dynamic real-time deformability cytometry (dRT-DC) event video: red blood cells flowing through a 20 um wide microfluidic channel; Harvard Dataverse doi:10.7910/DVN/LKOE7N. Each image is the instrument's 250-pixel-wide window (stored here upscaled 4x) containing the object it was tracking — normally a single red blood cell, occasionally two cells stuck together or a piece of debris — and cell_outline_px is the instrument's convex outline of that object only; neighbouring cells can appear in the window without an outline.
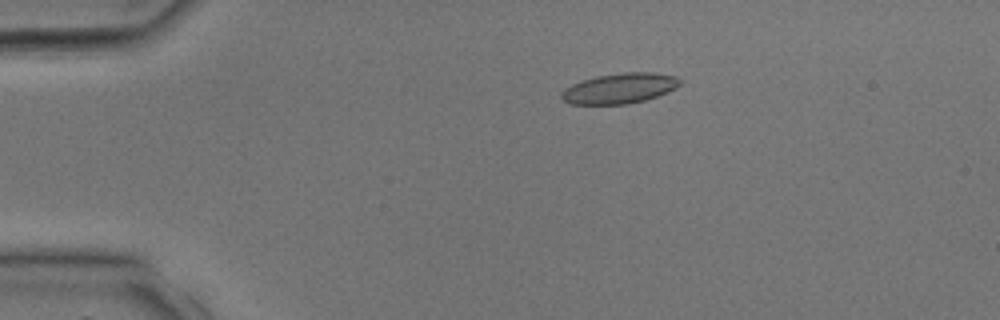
{"species": "common noctule bat (a hibernating species)", "species_latin": "Nyctalus noctula", "temperature_condition": "room temperature", "stored_images_in_passage": 15, "camera_frame_rate_fps": 3000, "um_per_image_px": 0.085, "animal": {"sex": "male", "body_mass_g": 17.9, "forearm_length_mm": 54.2}, "frame": {"image": 1, "passage_image": 7, "time_ms": 2.0, "image_size_px": [1000, 320], "cell_outline_px": [[680, 84], [676, 88], [668, 92], [644, 100], [628, 104], [572, 104], [564, 100], [560, 96], [560, 92], [564, 88], [580, 80], [596, 76], [624, 72], [652, 72], [676, 76], [680, 80]], "centroid_in_image_um": [52.65, 7.5], "position_along_channel_um": 32.4, "area_um2": 20.98}}
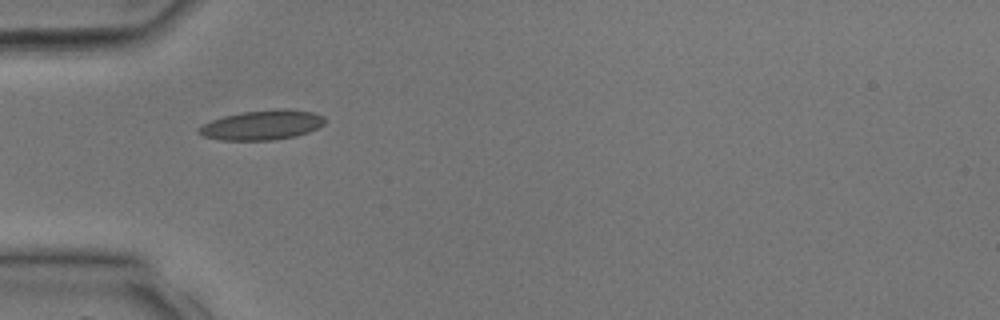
{"frame": {"image": 2, "passage_image": 11, "time_ms": 3.333, "image_size_px": [1000, 320], "cell_outline_px": [[324, 124], [308, 132], [296, 136], [272, 140], [220, 140], [204, 136], [196, 132], [196, 128], [212, 120], [224, 116], [244, 112], [280, 108], [284, 108], [312, 112], [324, 116]], "centroid_in_image_um": [22.26, 10.63], "position_along_channel_um": 62.7, "area_um2": 21.73}}
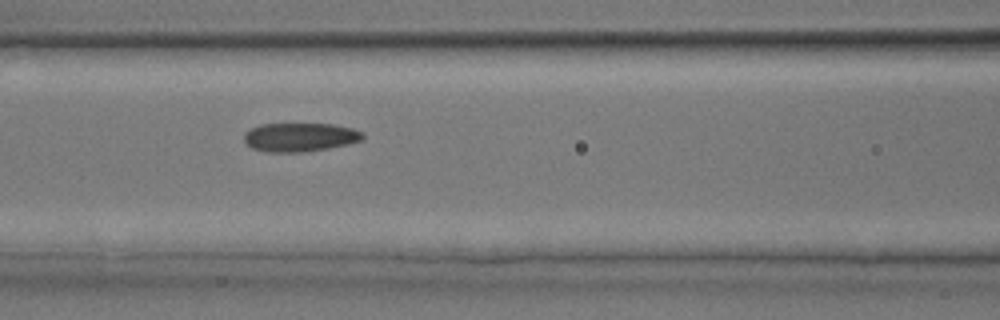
{"frame": {"image": 3, "passage_image": 15, "time_ms": 4.667, "image_size_px": [1000, 320], "cell_outline_px": [[364, 140], [348, 144], [328, 148], [304, 152], [268, 152], [252, 148], [244, 140], [244, 132], [260, 124], [332, 124], [352, 128], [364, 132]], "centroid_in_image_um": [25.52, 11.66], "position_along_channel_um": 141.1, "area_um2": 19.94}}